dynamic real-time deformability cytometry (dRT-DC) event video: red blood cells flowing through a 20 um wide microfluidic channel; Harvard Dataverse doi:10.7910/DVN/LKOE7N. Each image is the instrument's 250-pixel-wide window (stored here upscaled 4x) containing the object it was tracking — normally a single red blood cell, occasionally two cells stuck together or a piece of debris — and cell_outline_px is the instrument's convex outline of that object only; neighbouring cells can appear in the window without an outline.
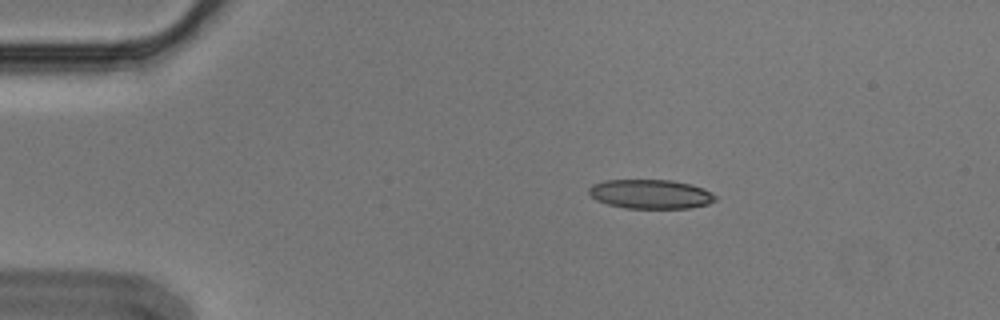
{"species": "Egyptian fruit bat (a non-hibernating species)", "species_latin": "Rousettus aegyptiacus", "temperature_condition": "cold", "stored_images_in_passage": 5, "camera_frame_rate_fps": 3000, "um_per_image_px": 0.085, "animal": {"sex": "male"}, "frame": {"image": 1, "passage_image": 2, "time_ms": 0.333, "image_size_px": [1000, 320], "cell_outline_px": [[716, 200], [708, 204], [692, 208], [624, 208], [608, 204], [596, 200], [588, 192], [588, 188], [592, 184], [604, 180], [672, 180], [692, 184], [704, 188], [716, 196]], "centroid_in_image_um": [55.3, 16.49], "position_along_channel_um": 29.7, "area_um2": 21.68}}
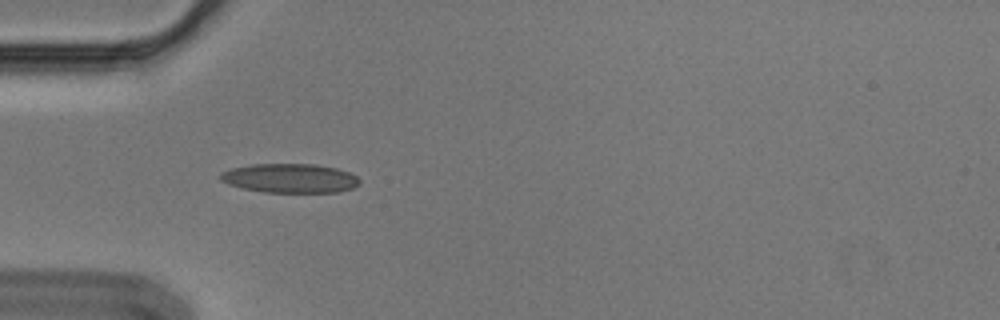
{"frame": {"image": 2, "passage_image": 4, "time_ms": 1.0, "image_size_px": [1000, 320], "cell_outline_px": [[360, 184], [352, 188], [340, 192], [264, 192], [244, 188], [228, 184], [220, 180], [220, 172], [232, 168], [252, 164], [316, 164], [336, 168], [348, 172], [356, 176], [360, 180]], "centroid_in_image_um": [24.65, 15.15], "position_along_channel_um": 60.3, "area_um2": 23.64}}